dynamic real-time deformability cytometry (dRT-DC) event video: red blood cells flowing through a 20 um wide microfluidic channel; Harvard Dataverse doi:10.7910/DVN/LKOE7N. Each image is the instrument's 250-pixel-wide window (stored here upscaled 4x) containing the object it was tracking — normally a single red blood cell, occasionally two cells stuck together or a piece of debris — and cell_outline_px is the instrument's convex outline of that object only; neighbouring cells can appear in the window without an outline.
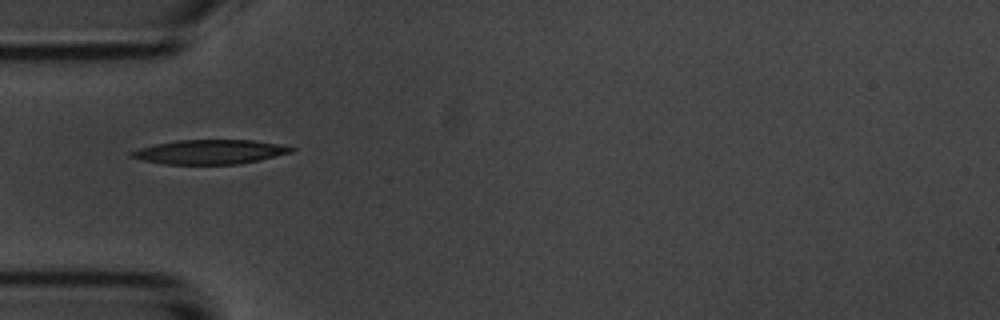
{"species": "common noctule bat (a hibernating species)", "species_latin": "Nyctalus noctula", "temperature_condition": "room temperature", "stored_images_in_passage": 9, "camera_frame_rate_fps": 3000, "um_per_image_px": 0.085, "animal": {"sex": "male", "body_mass_g": 20.1, "forearm_length_mm": 53.5}, "frame": {"image": 1, "passage_image": 1, "time_ms": 0.0, "image_size_px": [1000, 320], "cell_outline_px": [[296, 148], [292, 152], [240, 164], [160, 164], [140, 160], [128, 156], [128, 152], [140, 148], [156, 144], [176, 140], [252, 140], [280, 144]], "centroid_in_image_um": [17.78, 12.91], "position_along_channel_um": 67.2, "area_um2": 22.72}}
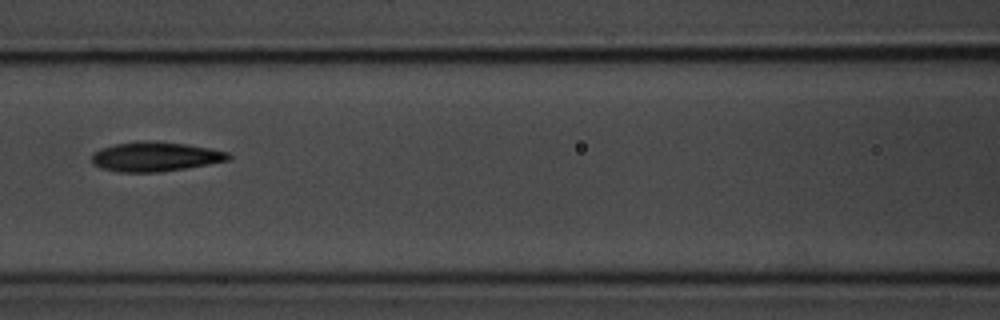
{"frame": {"image": 2, "passage_image": 3, "time_ms": 2.333, "image_size_px": [1000, 320], "cell_outline_px": [[232, 160], [160, 172], [116, 172], [100, 168], [92, 164], [92, 152], [100, 148], [116, 144], [184, 144], [208, 148], [228, 152], [232, 156]], "centroid_in_image_um": [13.19, 13.37], "position_along_channel_um": 153.4, "area_um2": 22.54}}
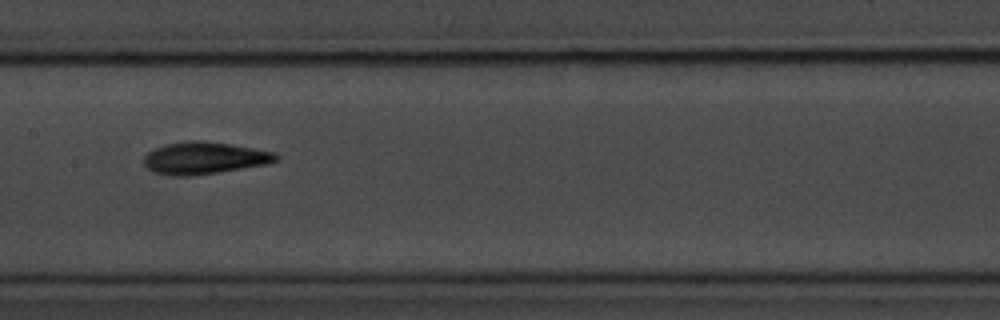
{"frame": {"image": 3, "passage_image": 4, "time_ms": 3.333, "image_size_px": [1000, 320], "cell_outline_px": [[280, 160], [264, 164], [192, 176], [172, 176], [152, 172], [144, 164], [144, 156], [148, 152], [164, 144], [188, 140], [204, 140], [276, 152], [280, 156]], "centroid_in_image_um": [17.34, 13.42], "position_along_channel_um": 190.1, "area_um2": 24.68}}